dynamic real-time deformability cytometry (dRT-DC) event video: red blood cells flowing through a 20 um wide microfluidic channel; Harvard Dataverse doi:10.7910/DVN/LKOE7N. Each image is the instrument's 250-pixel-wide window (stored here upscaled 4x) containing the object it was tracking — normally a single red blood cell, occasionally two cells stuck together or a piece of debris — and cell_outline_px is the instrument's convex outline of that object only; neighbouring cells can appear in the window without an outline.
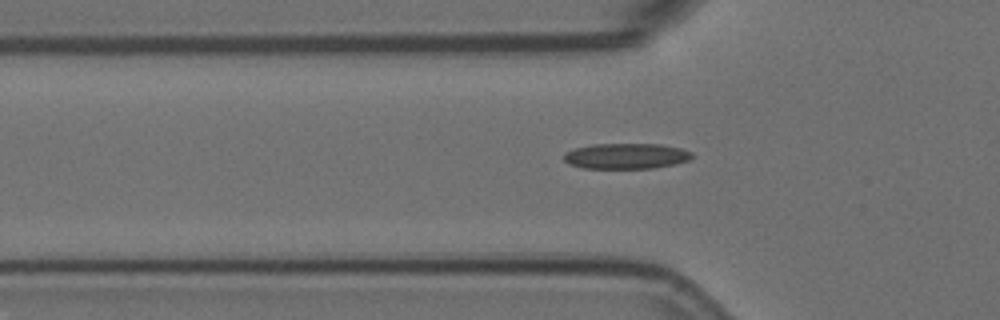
{"species": "Egyptian fruit bat (a non-hibernating species)", "species_latin": "Rousettus aegyptiacus", "temperature_condition": "room temperature", "stored_images_in_passage": 40, "camera_frame_rate_fps": 3000, "um_per_image_px": 0.085, "animal": {"sex": "female"}, "frame": {"image": 1, "passage_image": 9, "time_ms": 2.667, "image_size_px": [1000, 320], "cell_outline_px": [[692, 156], [688, 160], [676, 164], [652, 168], [584, 168], [568, 164], [564, 160], [564, 152], [576, 148], [592, 144], [660, 144], [680, 148], [692, 152]], "centroid_in_image_um": [53.21, 13.26], "position_along_channel_um": 72.6, "area_um2": 19.07}}
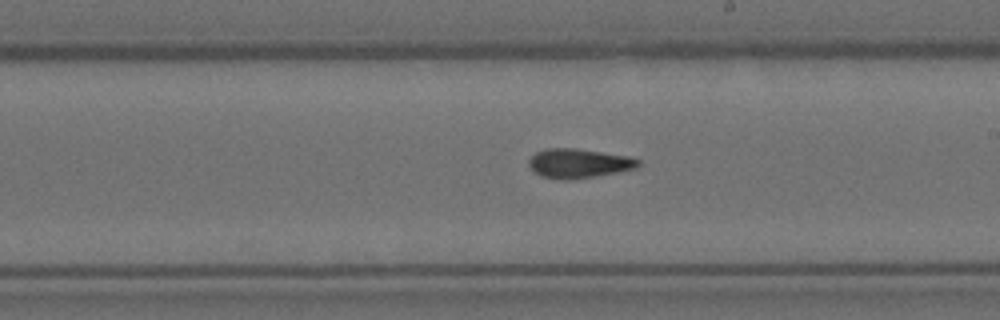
{"frame": {"image": 2, "passage_image": 23, "time_ms": 7.333, "image_size_px": [1000, 320], "cell_outline_px": [[640, 164], [636, 168], [596, 176], [572, 180], [564, 180], [540, 176], [528, 164], [528, 160], [536, 152], [544, 148], [576, 148], [628, 156], [640, 160]], "centroid_in_image_um": [49.17, 13.88], "position_along_channel_um": 239.8, "area_um2": 18.67}}
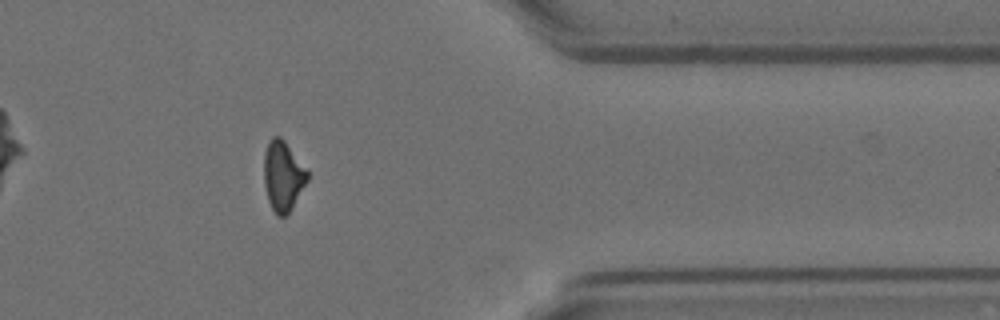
{"frame": {"image": 3, "passage_image": 37, "time_ms": 12.0, "image_size_px": [1000, 320], "cell_outline_px": [[308, 180], [292, 208], [284, 216], [276, 216], [268, 200], [264, 184], [264, 152], [268, 140], [272, 136], [280, 136], [284, 140], [308, 172]], "centroid_in_image_um": [24.03, 14.95], "position_along_channel_um": 387.4, "area_um2": 17.63}, "authors_computed_cell_mechanics": {"area_um2": 18.2937, "velocity_mm_per_s": 3.5668, "shape_relaxation_time_tau1_ms": null, "shape_relaxation_time_tau2_ms": 6.1063, "deformation_change_tau1": null, "deformation_change_tau2": 0.1542}}